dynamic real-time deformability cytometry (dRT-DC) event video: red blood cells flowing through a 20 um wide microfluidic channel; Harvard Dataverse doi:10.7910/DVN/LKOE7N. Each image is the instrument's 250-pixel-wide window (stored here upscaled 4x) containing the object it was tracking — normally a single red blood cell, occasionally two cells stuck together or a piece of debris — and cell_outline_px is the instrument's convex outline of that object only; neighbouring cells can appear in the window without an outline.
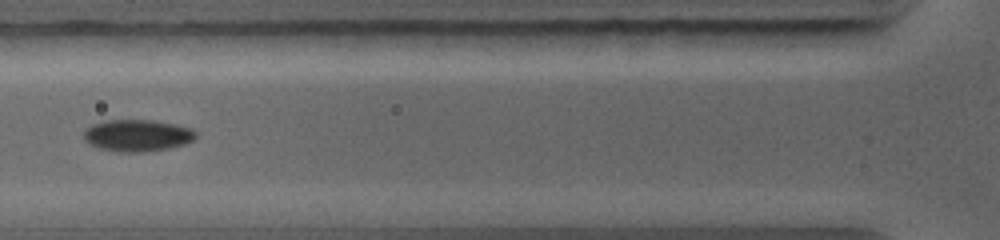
{"species": "common noctule bat (a hibernating species)", "species_latin": "Nyctalus noctula", "temperature_condition": "warm", "stored_images_in_passage": 18, "camera_frame_rate_fps": 5000, "um_per_image_px": 0.085, "animal": {"sex": "female", "body_mass_g": 19.0, "forearm_length_mm": 56.7}, "frame": {"image": 1, "passage_image": 3, "time_ms": 1.2, "image_size_px": [1000, 240], "cell_outline_px": [[196, 136], [192, 140], [184, 144], [168, 148], [144, 152], [116, 152], [100, 148], [88, 144], [84, 140], [84, 128], [92, 124], [104, 120], [152, 120], [192, 128], [196, 132]], "centroid_in_image_um": [11.62, 11.51], "position_along_channel_um": 114.2, "area_um2": 20.87}}
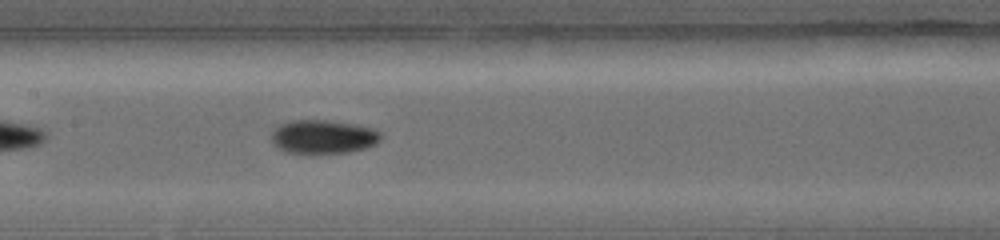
{"frame": {"image": 2, "passage_image": 10, "time_ms": 2.6, "image_size_px": [1000, 240], "cell_outline_px": [[380, 140], [376, 144], [364, 148], [348, 152], [284, 152], [276, 148], [272, 144], [272, 132], [280, 124], [292, 120], [324, 120], [352, 124], [372, 128], [380, 132]], "centroid_in_image_um": [27.43, 11.62], "position_along_channel_um": 180.0, "area_um2": 21.15}}